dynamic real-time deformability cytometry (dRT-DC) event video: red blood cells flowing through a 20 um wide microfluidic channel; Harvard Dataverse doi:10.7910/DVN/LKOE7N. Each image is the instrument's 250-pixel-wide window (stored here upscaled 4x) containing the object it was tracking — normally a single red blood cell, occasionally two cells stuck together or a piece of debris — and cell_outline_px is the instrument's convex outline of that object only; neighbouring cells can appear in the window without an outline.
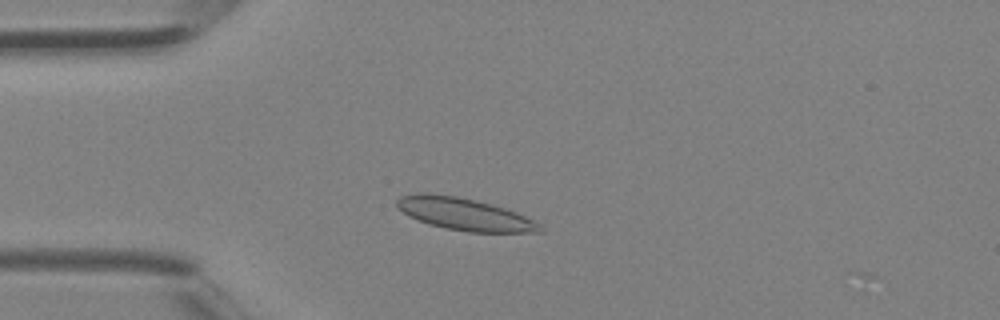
{"species": "Egyptian fruit bat (a non-hibernating species)", "species_latin": "Rousettus aegyptiacus", "temperature_condition": "room temperature", "stored_images_in_passage": 9, "camera_frame_rate_fps": 3000, "um_per_image_px": 0.085, "animal": {"sex": "female"}, "frame": {"image": 1, "passage_image": 8, "time_ms": 2.333, "image_size_px": [1000, 320], "cell_outline_px": [[544, 232], [468, 232], [444, 228], [428, 224], [408, 216], [396, 208], [396, 200], [400, 196], [416, 192], [432, 192], [456, 196], [476, 200], [492, 204], [516, 212], [540, 224]], "centroid_in_image_um": [39.4, 18.18], "position_along_channel_um": 45.6, "area_um2": 27.17}}